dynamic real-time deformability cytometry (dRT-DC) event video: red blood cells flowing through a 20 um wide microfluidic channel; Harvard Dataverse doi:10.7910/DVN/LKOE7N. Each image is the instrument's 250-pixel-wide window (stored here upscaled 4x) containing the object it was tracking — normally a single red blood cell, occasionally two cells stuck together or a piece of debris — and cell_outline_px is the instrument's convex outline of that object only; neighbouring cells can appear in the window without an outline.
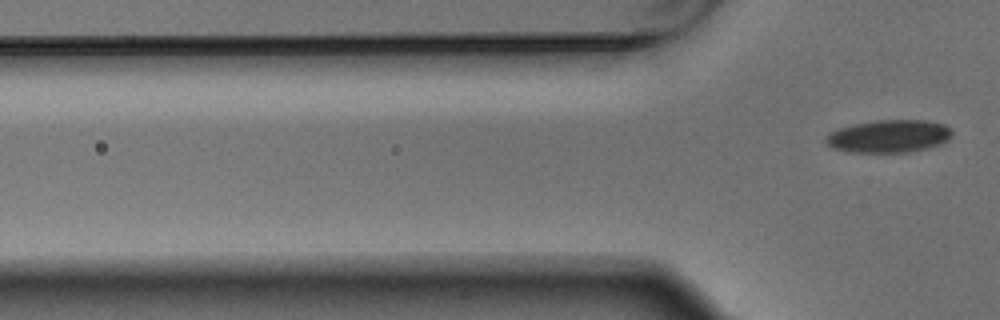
{"species": "Egyptian fruit bat (a non-hibernating species)", "species_latin": "Rousettus aegyptiacus", "temperature_condition": "warm", "stored_images_in_passage": 7, "segment_of_instrument_passage": [2, 2], "camera_frame_rate_fps": 3000, "um_per_image_px": 0.085, "animal": {"sex": "male"}, "frame": {"image": 1, "passage_image": 7, "time_ms": 2.0, "image_size_px": [1000, 320], "cell_outline_px": [[952, 136], [948, 140], [940, 144], [928, 148], [908, 152], [848, 152], [832, 148], [824, 140], [824, 136], [840, 128], [856, 124], [876, 120], [924, 120], [944, 124], [952, 132]], "centroid_in_image_um": [75.55, 11.58], "position_along_channel_um": 50.2, "area_um2": 23.99}}